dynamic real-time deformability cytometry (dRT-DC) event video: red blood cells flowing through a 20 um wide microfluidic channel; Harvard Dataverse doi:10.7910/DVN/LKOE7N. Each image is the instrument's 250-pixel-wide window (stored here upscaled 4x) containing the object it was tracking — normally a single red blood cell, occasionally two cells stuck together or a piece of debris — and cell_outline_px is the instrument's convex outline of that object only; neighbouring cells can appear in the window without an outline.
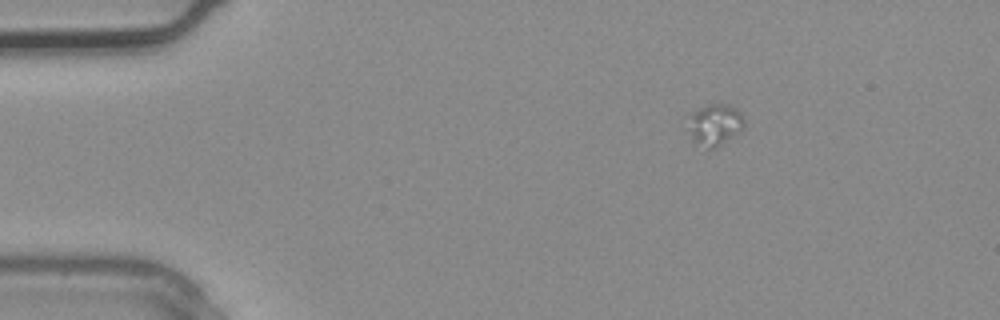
{"species": "common noctule bat (a hibernating species)", "species_latin": "Nyctalus noctula", "temperature_condition": "warm", "stored_images_in_passage": 2, "camera_frame_rate_fps": 3000, "um_per_image_px": 0.085, "animal": {"sex": "male", "body_mass_g": 20.4}, "frame": {"image": 1, "passage_image": 2, "time_ms": 0.333, "image_size_px": [1000, 320], "cell_outline_px": [[744, 128], [740, 132], [716, 148], [692, 148], [688, 116], [692, 112], [708, 104], [720, 100], [736, 108], [744, 116]], "centroid_in_image_um": [60.74, 10.61], "position_along_channel_um": 24.3, "area_um2": 14.39}}